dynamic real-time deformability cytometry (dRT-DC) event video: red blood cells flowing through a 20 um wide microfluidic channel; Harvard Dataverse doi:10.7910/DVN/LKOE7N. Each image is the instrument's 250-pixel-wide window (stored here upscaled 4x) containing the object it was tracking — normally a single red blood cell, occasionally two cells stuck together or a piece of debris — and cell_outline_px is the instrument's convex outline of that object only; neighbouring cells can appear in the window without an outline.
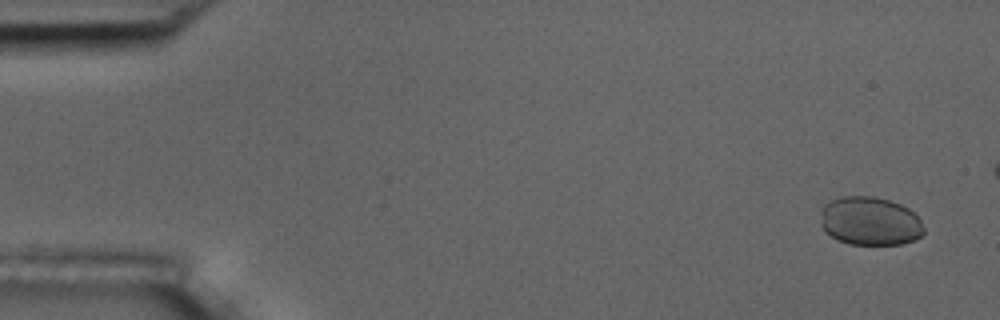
{"species": "common noctule bat (a hibernating species)", "species_latin": "Nyctalus noctula", "temperature_condition": "room temperature", "stored_images_in_passage": 4, "camera_frame_rate_fps": 3000, "um_per_image_px": 0.085, "animal": {"sex": "male", "body_mass_g": 17.5, "forearm_length_mm": 52.3}, "frame": {"image": 1, "passage_image": 1, "time_ms": 0.0, "image_size_px": [1000, 320], "cell_outline_px": [[924, 232], [916, 240], [900, 244], [848, 244], [824, 232], [820, 224], [820, 212], [824, 204], [832, 200], [844, 196], [872, 196], [888, 200], [900, 204], [908, 208], [920, 220], [924, 228]], "centroid_in_image_um": [73.92, 18.8], "position_along_channel_um": 11.1, "area_um2": 29.3}}